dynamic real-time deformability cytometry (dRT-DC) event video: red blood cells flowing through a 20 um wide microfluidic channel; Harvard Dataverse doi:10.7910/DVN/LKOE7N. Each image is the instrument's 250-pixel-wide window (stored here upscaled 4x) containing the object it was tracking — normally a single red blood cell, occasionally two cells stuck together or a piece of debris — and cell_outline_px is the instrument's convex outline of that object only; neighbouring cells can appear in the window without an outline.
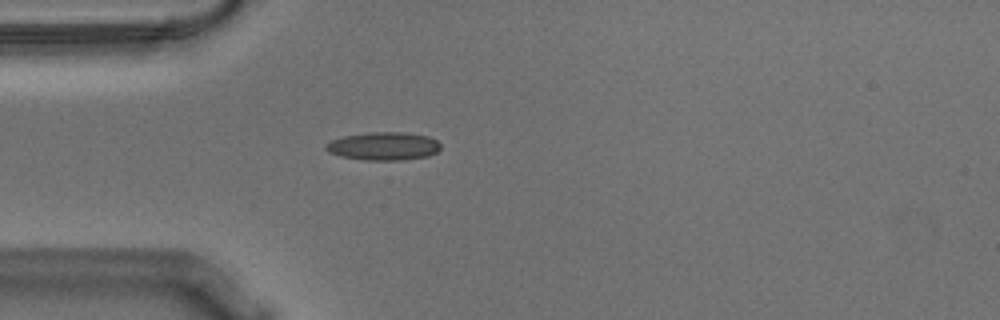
{"species": "Egyptian fruit bat (a non-hibernating species)", "species_latin": "Rousettus aegyptiacus", "temperature_condition": "warm", "stored_images_in_passage": 41, "camera_frame_rate_fps": 3000, "um_per_image_px": 0.085, "animal": {"sex": "male"}, "frame": {"image": 1, "passage_image": 1, "time_ms": 0.0, "image_size_px": [1000, 320], "cell_outline_px": [[440, 148], [436, 152], [428, 156], [404, 160], [364, 160], [340, 156], [328, 152], [324, 148], [324, 144], [332, 140], [344, 136], [368, 132], [404, 132], [428, 136], [436, 140], [440, 144]], "centroid_in_image_um": [32.58, 12.42], "position_along_channel_um": 52.4, "area_um2": 18.9}}
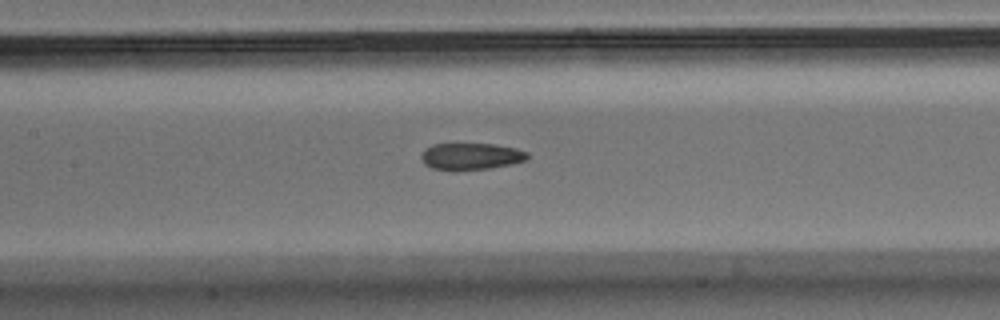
{"frame": {"image": 2, "passage_image": 11, "time_ms": 3.333, "image_size_px": [1000, 320], "cell_outline_px": [[528, 160], [512, 164], [488, 168], [452, 172], [432, 168], [424, 164], [420, 156], [424, 148], [432, 144], [496, 144], [516, 148], [528, 152]], "centroid_in_image_um": [40.01, 13.3], "position_along_channel_um": 167.4, "area_um2": 16.99}}
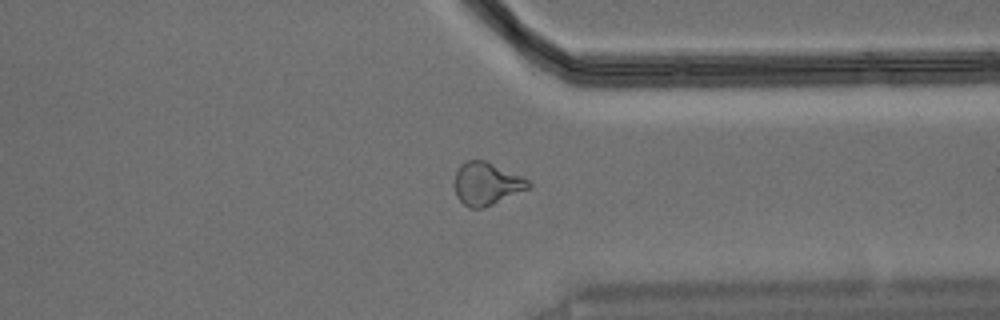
{"frame": {"image": 3, "passage_image": 28, "time_ms": 9.0, "image_size_px": [1000, 320], "cell_outline_px": [[532, 188], [484, 208], [468, 208], [456, 196], [456, 172], [460, 164], [468, 160], [484, 160], [520, 176], [528, 180], [532, 184]], "centroid_in_image_um": [41.38, 15.64], "position_along_channel_um": 370.0, "area_um2": 18.26}, "authors_computed_cell_mechanics": {"area_um2": 17.7446, "velocity_mm_per_s": 3.6133, "shape_relaxation_time_tau1_ms": null, "shape_relaxation_time_tau2_ms": 2.3287, "deformation_change_tau1": null, "deformation_change_tau2": 0.0925}}